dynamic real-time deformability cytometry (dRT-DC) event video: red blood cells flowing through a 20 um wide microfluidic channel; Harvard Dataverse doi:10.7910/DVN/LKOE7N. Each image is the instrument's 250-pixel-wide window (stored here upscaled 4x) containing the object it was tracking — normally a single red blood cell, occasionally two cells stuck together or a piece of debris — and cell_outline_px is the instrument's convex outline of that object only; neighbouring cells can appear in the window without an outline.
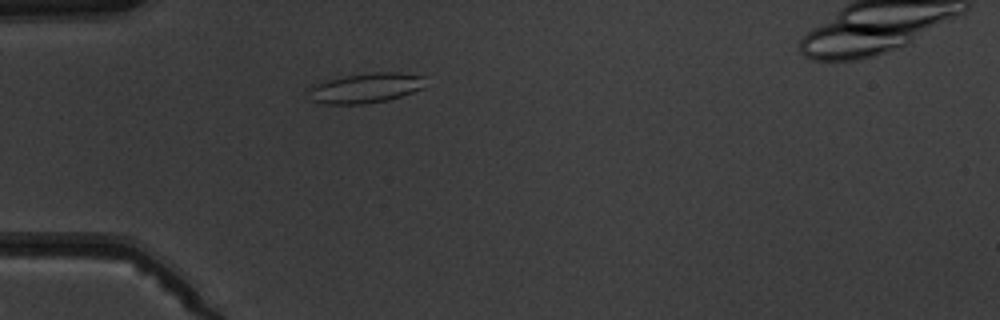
{"species": "common noctule bat (a hibernating species)", "species_latin": "Nyctalus noctula", "temperature_condition": "warm", "stored_images_in_passage": 4, "camera_frame_rate_fps": 3000, "um_per_image_px": 0.085, "animal": {"sex": "male", "body_mass_g": 19.5, "forearm_length_mm": 54.6}, "frame": {"image": 1, "passage_image": 3, "time_ms": 2.333, "image_size_px": [1000, 320], "cell_outline_px": [[424, 88], [388, 100], [364, 104], [324, 104], [312, 100], [312, 88], [316, 84], [324, 80], [344, 76], [372, 72], [396, 72], [424, 76]], "centroid_in_image_um": [31.13, 7.47], "position_along_channel_um": 53.9, "area_um2": 20.11}}